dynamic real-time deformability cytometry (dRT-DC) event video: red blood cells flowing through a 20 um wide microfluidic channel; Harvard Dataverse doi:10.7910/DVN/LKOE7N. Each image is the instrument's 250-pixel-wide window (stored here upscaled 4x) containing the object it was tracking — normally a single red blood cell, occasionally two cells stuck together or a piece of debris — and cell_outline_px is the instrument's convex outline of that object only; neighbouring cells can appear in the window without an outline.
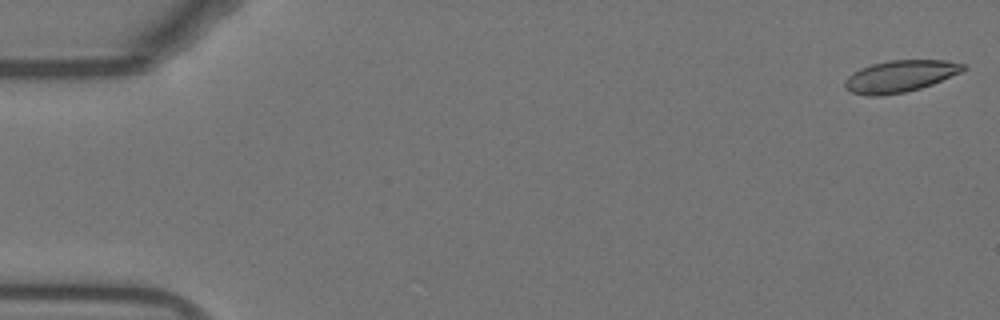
{"species": "Egyptian fruit bat (a non-hibernating species)", "species_latin": "Rousettus aegyptiacus", "temperature_condition": "warm", "stored_images_in_passage": 51, "camera_frame_rate_fps": 3000, "um_per_image_px": 0.085, "animal": {"sex": "female"}, "frame": {"image": 1, "passage_image": 1, "time_ms": 0.0, "image_size_px": [1000, 320], "cell_outline_px": [[964, 68], [960, 72], [932, 84], [920, 88], [904, 92], [880, 96], [868, 96], [852, 92], [844, 88], [844, 80], [852, 72], [860, 68], [872, 64], [888, 60], [948, 60], [964, 64]], "centroid_in_image_um": [76.45, 6.48], "position_along_channel_um": 8.6, "area_um2": 21.85}}
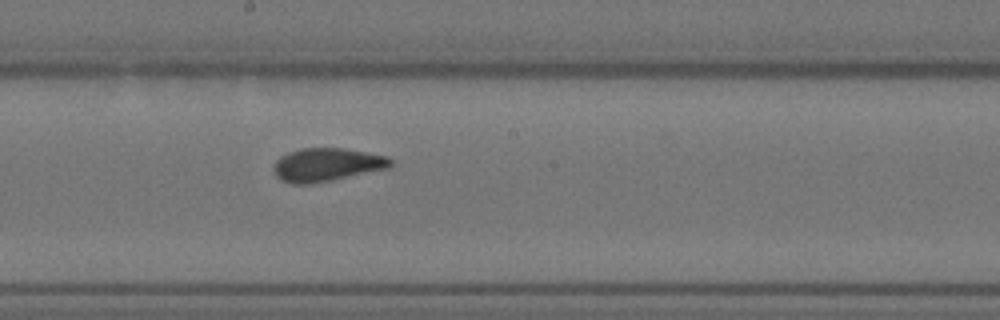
{"frame": {"image": 2, "passage_image": 29, "time_ms": 9.333, "image_size_px": [1000, 320], "cell_outline_px": [[392, 168], [312, 184], [292, 184], [280, 180], [276, 176], [272, 168], [276, 160], [280, 156], [288, 152], [300, 148], [344, 148], [388, 156], [392, 160]], "centroid_in_image_um": [27.78, 14.0], "position_along_channel_um": 220.4, "area_um2": 23.06}}
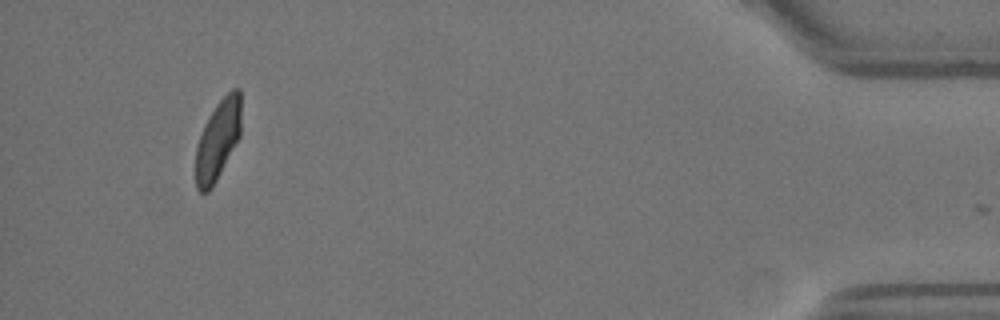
{"frame": {"image": 3, "passage_image": 50, "time_ms": 16.333, "image_size_px": [1000, 320], "cell_outline_px": [[240, 136], [212, 188], [208, 192], [200, 192], [196, 188], [196, 148], [204, 124], [216, 104], [232, 88], [240, 88]], "centroid_in_image_um": [18.51, 11.89], "position_along_channel_um": 416.7, "area_um2": 20.92}, "authors_computed_cell_mechanics": {"area_um2": 22.3686, "velocity_mm_per_s": 3.8049, "shape_relaxation_time_tau1_ms": 7.7591, "shape_relaxation_time_tau2_ms": 0.9694, "deformation_change_tau1": 0.1706, "deformation_change_tau2": 0.0549}}